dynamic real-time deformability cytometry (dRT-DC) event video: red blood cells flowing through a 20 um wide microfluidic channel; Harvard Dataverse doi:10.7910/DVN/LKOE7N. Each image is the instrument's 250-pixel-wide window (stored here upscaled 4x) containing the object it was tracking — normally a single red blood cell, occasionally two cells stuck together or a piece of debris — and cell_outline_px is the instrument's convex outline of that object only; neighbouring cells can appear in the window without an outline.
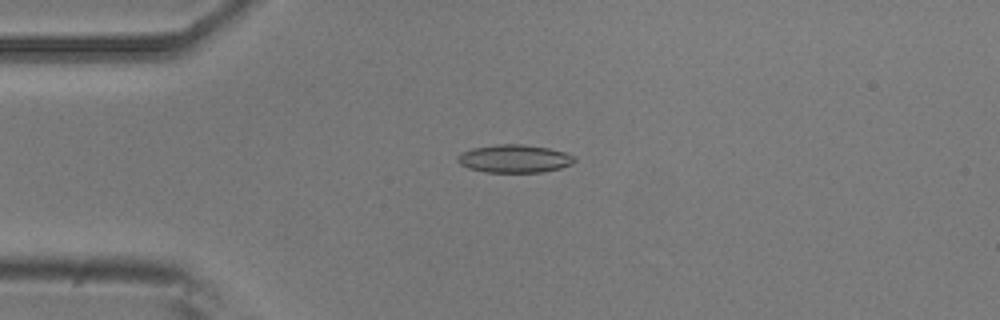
{"species": "common noctule bat (a hibernating species)", "species_latin": "Nyctalus noctula", "temperature_condition": "room temperature", "stored_images_in_passage": 7, "camera_frame_rate_fps": 3000, "um_per_image_px": 0.085, "animal": {"sex": "male", "body_mass_g": 20.5, "forearm_length_mm": 52.5}, "frame": {"image": 1, "passage_image": 4, "time_ms": 1.0, "image_size_px": [1000, 320], "cell_outline_px": [[576, 160], [572, 164], [560, 168], [544, 172], [484, 172], [468, 168], [460, 164], [456, 160], [456, 156], [460, 152], [472, 148], [496, 144], [524, 144], [548, 148], [564, 152], [576, 156]], "centroid_in_image_um": [43.7, 13.48], "position_along_channel_um": 41.3, "area_um2": 19.31}}
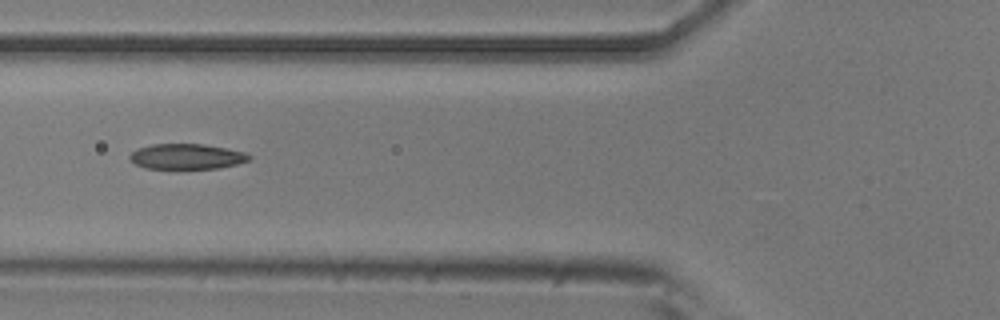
{"frame": {"image": 2, "passage_image": 6, "time_ms": 1.667, "image_size_px": [1000, 320], "cell_outline_px": [[252, 160], [220, 168], [144, 168], [136, 164], [128, 156], [136, 148], [152, 144], [204, 144], [244, 152], [252, 156]], "centroid_in_image_um": [15.88, 13.3], "position_along_channel_um": 109.9, "area_um2": 17.57}}
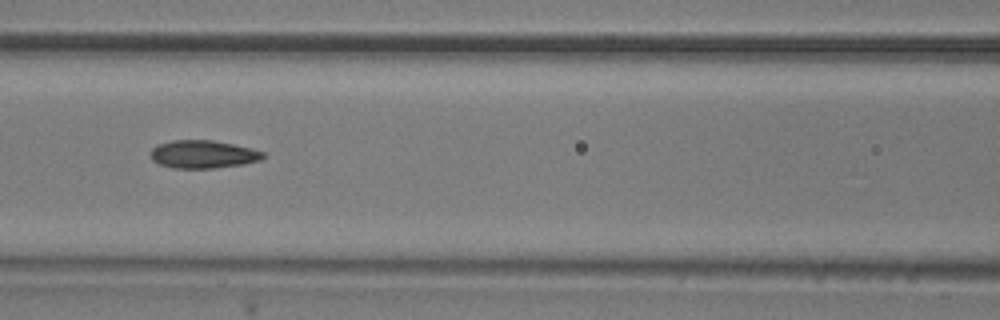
{"frame": {"image": 3, "passage_image": 7, "time_ms": 2.0, "image_size_px": [1000, 320], "cell_outline_px": [[264, 156], [260, 160], [244, 164], [212, 168], [172, 168], [160, 164], [152, 160], [152, 148], [156, 144], [172, 140], [212, 140], [252, 148], [264, 152]], "centroid_in_image_um": [17.25, 13.11], "position_along_channel_um": 149.3, "area_um2": 18.26}}